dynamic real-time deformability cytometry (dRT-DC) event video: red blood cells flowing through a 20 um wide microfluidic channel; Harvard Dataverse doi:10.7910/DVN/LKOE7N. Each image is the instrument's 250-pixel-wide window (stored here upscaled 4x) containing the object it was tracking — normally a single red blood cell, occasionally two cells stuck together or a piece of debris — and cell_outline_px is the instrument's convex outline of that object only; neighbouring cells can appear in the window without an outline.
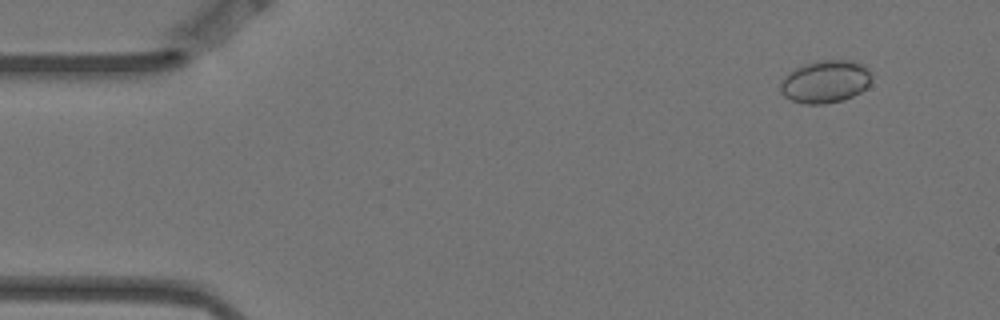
{"species": "Egyptian fruit bat (a non-hibernating species)", "species_latin": "Rousettus aegyptiacus", "temperature_condition": "warm", "stored_images_in_passage": 6, "camera_frame_rate_fps": 3000, "um_per_image_px": 0.085, "animal": {"sex": "female"}, "frame": {"image": 1, "passage_image": 2, "time_ms": 0.333, "image_size_px": [1000, 320], "cell_outline_px": [[872, 80], [860, 92], [844, 100], [824, 104], [804, 104], [792, 100], [784, 96], [780, 92], [780, 84], [784, 76], [788, 72], [804, 64], [816, 60], [852, 60], [864, 64], [868, 68], [872, 76]], "centroid_in_image_um": [70.15, 6.93], "position_along_channel_um": 14.8, "area_um2": 22.89}}
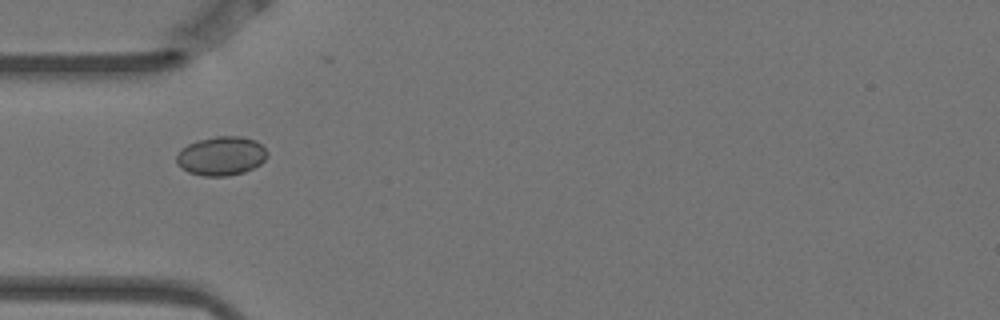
{"frame": {"image": 2, "passage_image": 5, "time_ms": 1.333, "image_size_px": [1000, 320], "cell_outline_px": [[268, 156], [260, 164], [244, 172], [228, 176], [204, 176], [188, 172], [176, 164], [176, 156], [180, 148], [196, 140], [216, 136], [240, 136], [256, 140], [268, 152]], "centroid_in_image_um": [18.79, 13.25], "position_along_channel_um": 66.2, "area_um2": 20.81}}
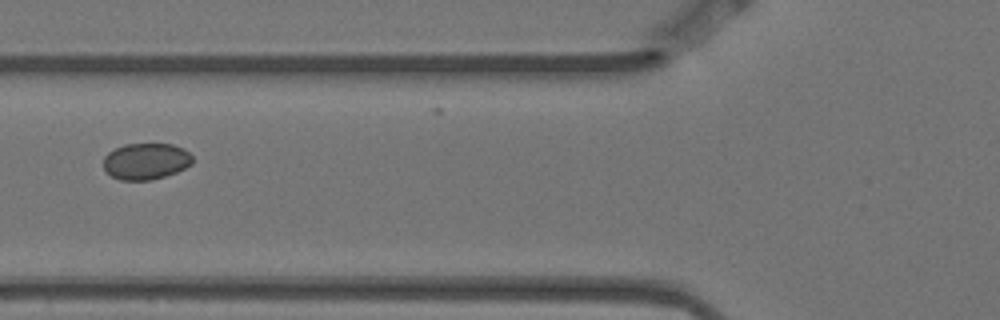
{"frame": {"image": 3, "passage_image": 6, "time_ms": 1.667, "image_size_px": [1000, 320], "cell_outline_px": [[192, 164], [176, 172], [152, 180], [120, 180], [112, 176], [104, 168], [104, 156], [108, 152], [124, 144], [172, 144], [184, 148], [192, 156]], "centroid_in_image_um": [12.41, 13.7], "position_along_channel_um": 113.4, "area_um2": 18.84}}